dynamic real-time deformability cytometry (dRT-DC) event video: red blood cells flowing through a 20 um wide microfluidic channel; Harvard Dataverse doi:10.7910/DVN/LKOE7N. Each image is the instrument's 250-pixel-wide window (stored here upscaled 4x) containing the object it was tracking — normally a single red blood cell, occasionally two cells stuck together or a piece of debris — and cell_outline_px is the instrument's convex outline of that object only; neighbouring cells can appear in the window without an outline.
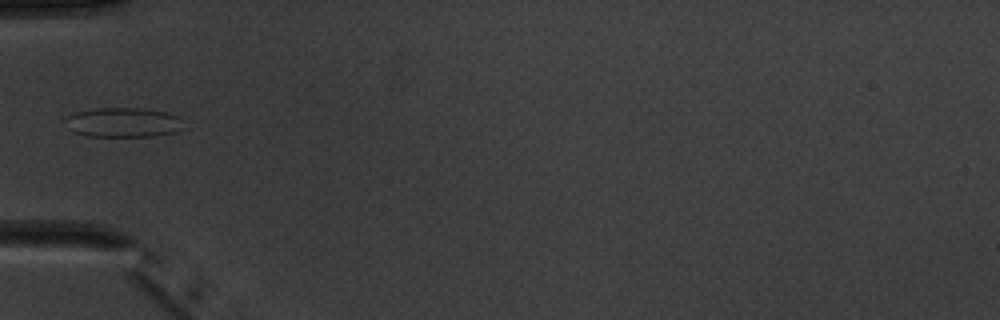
{"species": "common noctule bat (a hibernating species)", "species_latin": "Nyctalus noctula", "temperature_condition": "warm", "stored_images_in_passage": 7, "camera_frame_rate_fps": 3000, "um_per_image_px": 0.085, "animal": {"sex": "male", "body_mass_g": 20.1, "forearm_length_mm": 53.5}, "frame": {"image": 1, "passage_image": 5, "time_ms": 4.667, "image_size_px": [1000, 320], "cell_outline_px": [[188, 128], [176, 132], [156, 136], [88, 136], [72, 132], [68, 128], [64, 120], [68, 116], [76, 112], [96, 108], [144, 108], [164, 112], [180, 116]], "centroid_in_image_um": [10.55, 10.41], "position_along_channel_um": 74.5, "area_um2": 20.81}}
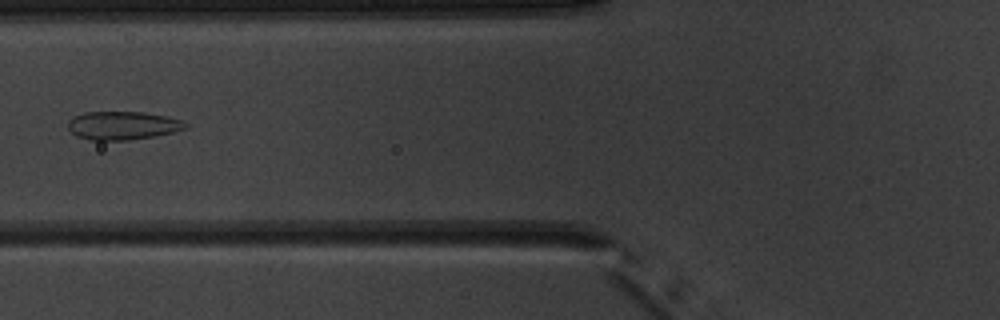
{"frame": {"image": 2, "passage_image": 6, "time_ms": 5.667, "image_size_px": [1000, 320], "cell_outline_px": [[188, 128], [156, 136], [128, 140], [88, 140], [76, 136], [68, 128], [68, 120], [72, 116], [84, 112], [144, 112], [168, 116], [180, 120], [188, 124]], "centroid_in_image_um": [10.41, 10.67], "position_along_channel_um": 115.4, "area_um2": 19.59}}
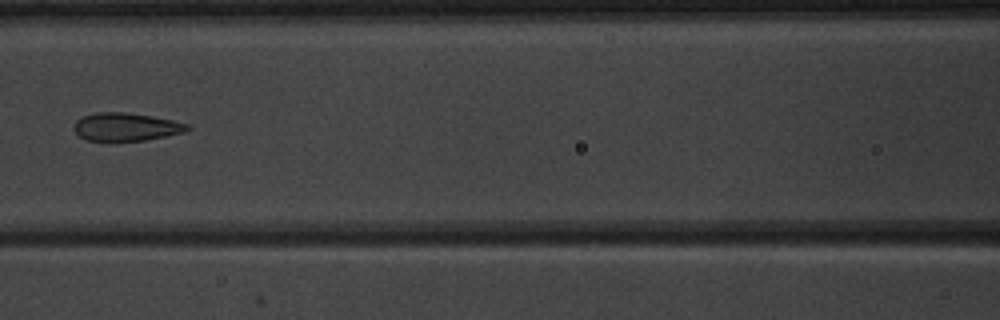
{"frame": {"image": 3, "passage_image": 7, "time_ms": 6.667, "image_size_px": [1000, 320], "cell_outline_px": [[192, 128], [184, 132], [144, 140], [112, 144], [108, 144], [88, 140], [80, 136], [72, 128], [76, 120], [80, 116], [96, 112], [124, 112], [152, 116], [192, 124]], "centroid_in_image_um": [10.67, 10.82], "position_along_channel_um": 155.9, "area_um2": 19.36}}